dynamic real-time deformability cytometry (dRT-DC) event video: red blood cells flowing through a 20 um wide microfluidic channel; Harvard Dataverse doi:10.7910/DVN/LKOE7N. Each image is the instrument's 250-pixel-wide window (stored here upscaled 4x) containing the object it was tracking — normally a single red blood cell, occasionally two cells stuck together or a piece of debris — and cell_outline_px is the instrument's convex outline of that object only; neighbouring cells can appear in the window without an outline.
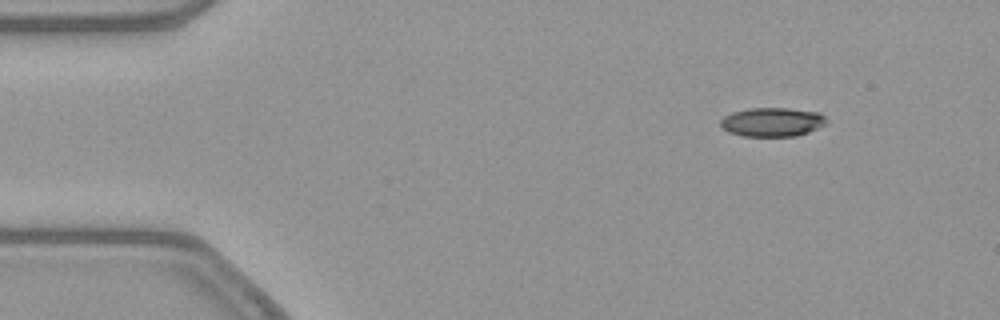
{"species": "common noctule bat (a hibernating species)", "species_latin": "Nyctalus noctula", "temperature_condition": "warm", "stored_images_in_passage": 48, "camera_frame_rate_fps": 3000, "um_per_image_px": 0.085, "animal": {"sex": "female", "body_mass_g": 21.9}, "frame": {"image": 1, "passage_image": 1, "time_ms": 0.0, "image_size_px": [1000, 320], "cell_outline_px": [[828, 120], [824, 124], [808, 132], [796, 136], [744, 136], [728, 132], [720, 124], [720, 120], [724, 116], [732, 112], [748, 108], [788, 108], [820, 112]], "centroid_in_image_um": [65.63, 10.36], "position_along_channel_um": 19.4, "area_um2": 17.86}}
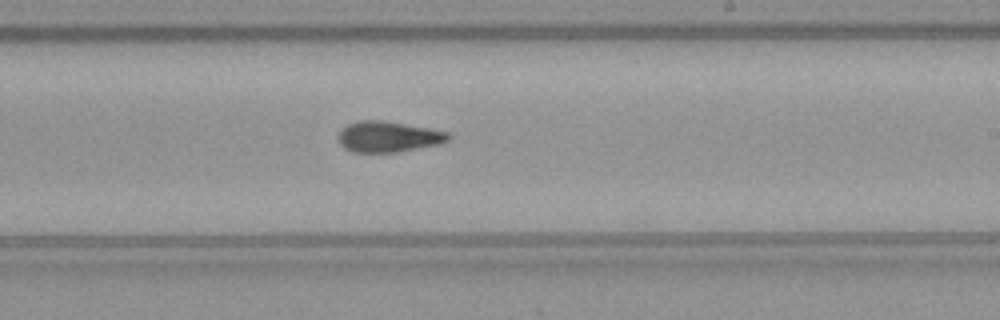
{"frame": {"image": 2, "passage_image": 26, "time_ms": 8.333, "image_size_px": [1000, 320], "cell_outline_px": [[452, 136], [448, 140], [440, 144], [396, 152], [352, 152], [344, 148], [340, 144], [336, 136], [348, 124], [360, 120], [384, 120], [428, 128], [448, 132]], "centroid_in_image_um": [32.99, 11.62], "position_along_channel_um": 256.0, "area_um2": 19.77}}
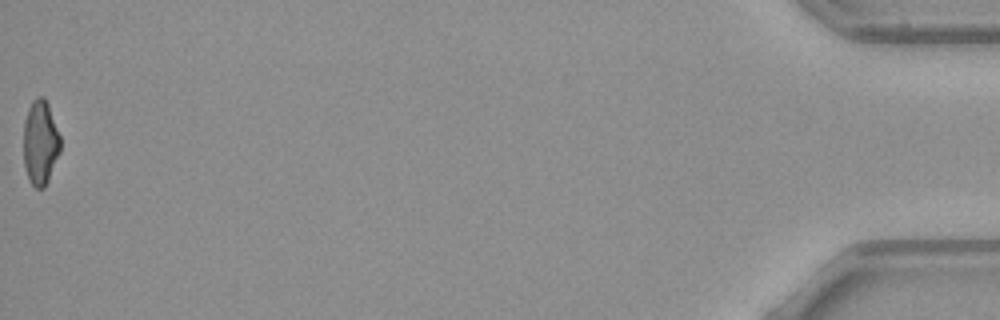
{"frame": {"image": 3, "passage_image": 48, "time_ms": 15.667, "image_size_px": [1000, 320], "cell_outline_px": [[60, 152], [48, 180], [44, 188], [36, 188], [28, 180], [24, 164], [24, 120], [28, 108], [32, 100], [36, 96], [44, 96], [48, 104], [60, 136]], "centroid_in_image_um": [3.42, 12.1], "position_along_channel_um": 431.8, "area_um2": 18.21}, "authors_computed_cell_mechanics": {"area_um2": 19.1607, "velocity_mm_per_s": 3.8756, "shape_relaxation_time_tau1_ms": null, "shape_relaxation_time_tau2_ms": 5.0044, "deformation_change_tau1": null, "deformation_change_tau2": 0.1353}}